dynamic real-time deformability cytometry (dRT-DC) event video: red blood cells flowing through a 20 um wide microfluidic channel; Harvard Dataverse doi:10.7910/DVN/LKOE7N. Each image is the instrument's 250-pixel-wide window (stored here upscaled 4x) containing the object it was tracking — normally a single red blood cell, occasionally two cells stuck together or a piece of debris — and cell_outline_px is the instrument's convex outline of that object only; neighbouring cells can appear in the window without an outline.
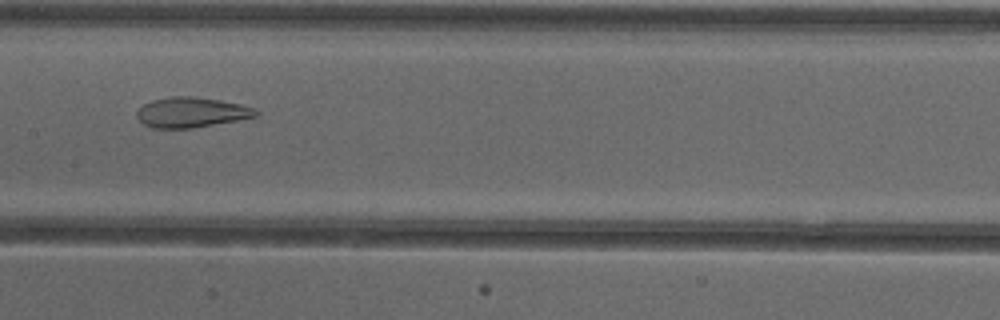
{"species": "common noctule bat (a hibernating species)", "species_latin": "Nyctalus noctula", "temperature_condition": "cold", "stored_images_in_passage": 39, "camera_frame_rate_fps": 3000, "um_per_image_px": 0.085, "animal": {"sex": "female"}, "frame": {"image": 1, "passage_image": 14, "time_ms": 4.333, "image_size_px": [1000, 320], "cell_outline_px": [[260, 112], [256, 116], [236, 120], [192, 128], [152, 128], [144, 124], [136, 116], [136, 108], [152, 100], [172, 96], [196, 96], [220, 100], [240, 104], [256, 108]], "centroid_in_image_um": [16.24, 9.54], "position_along_channel_um": 191.2, "area_um2": 20.98}}
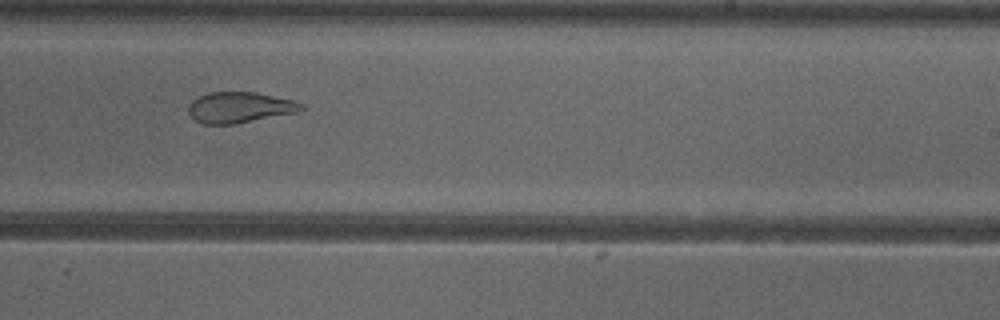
{"frame": {"image": 2, "passage_image": 20, "time_ms": 6.333, "image_size_px": [1000, 320], "cell_outline_px": [[308, 108], [300, 112], [232, 124], [204, 124], [196, 120], [188, 112], [188, 104], [192, 100], [208, 92], [256, 92], [292, 100], [304, 104]], "centroid_in_image_um": [20.41, 9.12], "position_along_channel_um": 268.6, "area_um2": 20.35}}
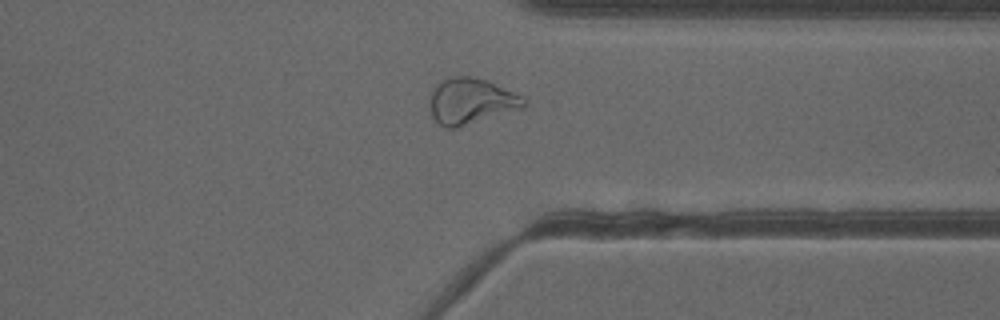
{"frame": {"image": 3, "passage_image": 28, "time_ms": 9.0, "image_size_px": [1000, 320], "cell_outline_px": [[528, 104], [524, 108], [456, 128], [448, 128], [440, 124], [432, 116], [428, 108], [428, 100], [436, 84], [440, 80], [452, 76], [472, 76], [488, 80], [524, 96], [528, 100]], "centroid_in_image_um": [40.05, 8.58], "position_along_channel_um": 371.3, "area_um2": 25.72}}